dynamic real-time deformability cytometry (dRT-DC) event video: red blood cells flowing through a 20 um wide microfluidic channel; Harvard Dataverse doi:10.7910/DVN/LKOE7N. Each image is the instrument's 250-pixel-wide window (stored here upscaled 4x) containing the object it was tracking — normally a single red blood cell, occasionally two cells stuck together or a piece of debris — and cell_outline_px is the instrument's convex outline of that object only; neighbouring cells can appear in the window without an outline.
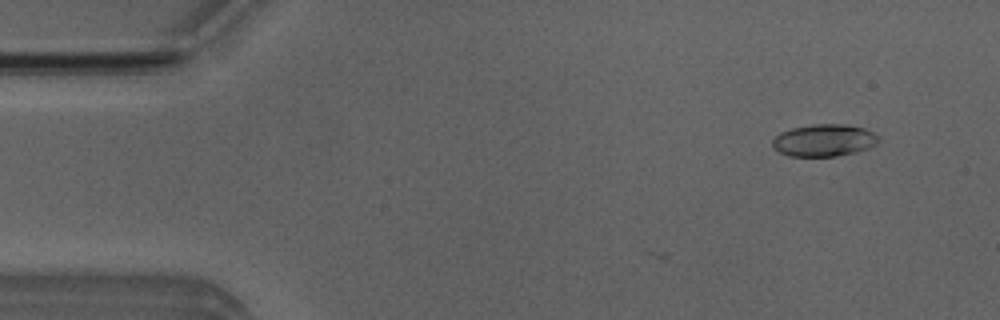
{"species": "Egyptian fruit bat (a non-hibernating species)", "species_latin": "Rousettus aegyptiacus", "temperature_condition": "room temperature", "stored_images_in_passage": 5, "camera_frame_rate_fps": 3000, "um_per_image_px": 0.085, "animal": {"sex": "male"}, "frame": {"image": 1, "passage_image": 3, "time_ms": 0.667, "image_size_px": [1000, 320], "cell_outline_px": [[880, 140], [876, 144], [868, 148], [856, 152], [836, 156], [788, 156], [772, 148], [772, 140], [780, 132], [792, 128], [812, 124], [848, 124], [864, 128], [880, 136]], "centroid_in_image_um": [70.05, 11.92], "position_along_channel_um": 15.0, "area_um2": 20.06}}